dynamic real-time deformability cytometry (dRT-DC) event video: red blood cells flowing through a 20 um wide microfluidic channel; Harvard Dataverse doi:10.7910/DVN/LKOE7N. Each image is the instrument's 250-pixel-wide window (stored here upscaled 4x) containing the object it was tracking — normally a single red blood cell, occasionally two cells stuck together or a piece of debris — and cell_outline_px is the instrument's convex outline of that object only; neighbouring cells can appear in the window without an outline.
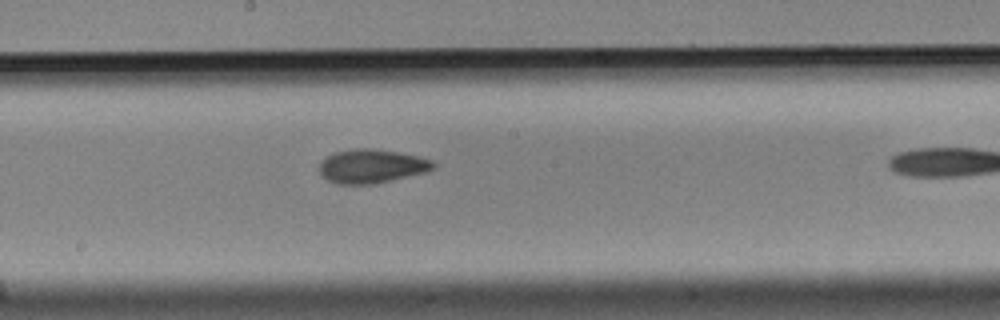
{"species": "Egyptian fruit bat (a non-hibernating species)", "species_latin": "Rousettus aegyptiacus", "temperature_condition": "cold", "stored_images_in_passage": 33, "camera_frame_rate_fps": 3000, "um_per_image_px": 0.085, "animal": {"sex": "male"}, "frame": {"image": 1, "passage_image": 23, "time_ms": 7.333, "image_size_px": [1000, 320], "cell_outline_px": [[436, 168], [428, 172], [376, 184], [336, 184], [320, 176], [320, 160], [336, 152], [356, 148], [368, 148], [396, 152], [416, 156], [432, 160], [436, 164]], "centroid_in_image_um": [31.6, 14.14], "position_along_channel_um": 216.6, "area_um2": 22.6}}
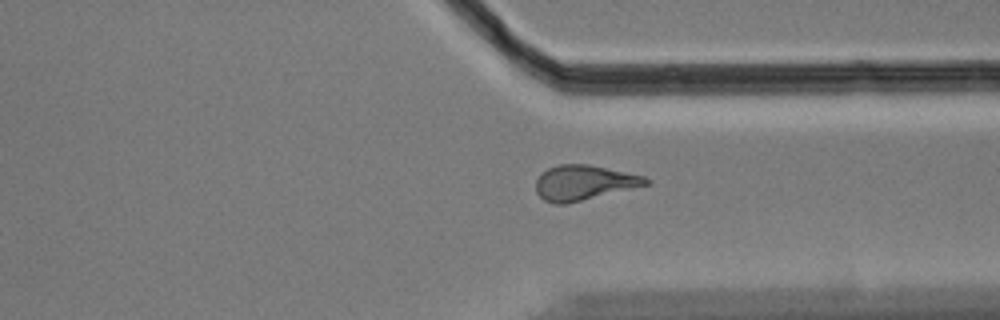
{"frame": {"image": 2, "passage_image": 32, "time_ms": 10.333, "image_size_px": [1000, 320], "cell_outline_px": [[648, 184], [564, 204], [556, 204], [544, 200], [536, 192], [536, 180], [548, 168], [560, 164], [588, 164], [644, 176], [648, 180]], "centroid_in_image_um": [49.58, 15.52], "position_along_channel_um": 361.8, "area_um2": 21.79}}